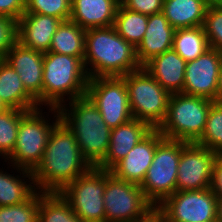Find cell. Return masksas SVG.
I'll use <instances>...</instances> for the list:
<instances>
[{"label":"cell","mask_w":222,"mask_h":222,"mask_svg":"<svg viewBox=\"0 0 222 222\" xmlns=\"http://www.w3.org/2000/svg\"><path fill=\"white\" fill-rule=\"evenodd\" d=\"M27 112L10 108L0 113V159L5 161L13 153L20 120Z\"/></svg>","instance_id":"obj_29"},{"label":"cell","mask_w":222,"mask_h":222,"mask_svg":"<svg viewBox=\"0 0 222 222\" xmlns=\"http://www.w3.org/2000/svg\"><path fill=\"white\" fill-rule=\"evenodd\" d=\"M131 222H158V208L153 207L143 217L132 220Z\"/></svg>","instance_id":"obj_38"},{"label":"cell","mask_w":222,"mask_h":222,"mask_svg":"<svg viewBox=\"0 0 222 222\" xmlns=\"http://www.w3.org/2000/svg\"><path fill=\"white\" fill-rule=\"evenodd\" d=\"M186 61L171 48L143 67L170 94L183 93Z\"/></svg>","instance_id":"obj_20"},{"label":"cell","mask_w":222,"mask_h":222,"mask_svg":"<svg viewBox=\"0 0 222 222\" xmlns=\"http://www.w3.org/2000/svg\"><path fill=\"white\" fill-rule=\"evenodd\" d=\"M217 153L197 143H187L181 150L176 191L210 188L212 168Z\"/></svg>","instance_id":"obj_13"},{"label":"cell","mask_w":222,"mask_h":222,"mask_svg":"<svg viewBox=\"0 0 222 222\" xmlns=\"http://www.w3.org/2000/svg\"><path fill=\"white\" fill-rule=\"evenodd\" d=\"M164 0H120L127 9L145 15L161 13Z\"/></svg>","instance_id":"obj_35"},{"label":"cell","mask_w":222,"mask_h":222,"mask_svg":"<svg viewBox=\"0 0 222 222\" xmlns=\"http://www.w3.org/2000/svg\"><path fill=\"white\" fill-rule=\"evenodd\" d=\"M172 48L186 62L203 55L210 46L203 26L175 29Z\"/></svg>","instance_id":"obj_26"},{"label":"cell","mask_w":222,"mask_h":222,"mask_svg":"<svg viewBox=\"0 0 222 222\" xmlns=\"http://www.w3.org/2000/svg\"><path fill=\"white\" fill-rule=\"evenodd\" d=\"M163 138L158 129H152L110 172L120 180L140 185L153 161L156 146Z\"/></svg>","instance_id":"obj_16"},{"label":"cell","mask_w":222,"mask_h":222,"mask_svg":"<svg viewBox=\"0 0 222 222\" xmlns=\"http://www.w3.org/2000/svg\"><path fill=\"white\" fill-rule=\"evenodd\" d=\"M148 24V15L118 6L113 27L116 32L135 48L142 41Z\"/></svg>","instance_id":"obj_27"},{"label":"cell","mask_w":222,"mask_h":222,"mask_svg":"<svg viewBox=\"0 0 222 222\" xmlns=\"http://www.w3.org/2000/svg\"><path fill=\"white\" fill-rule=\"evenodd\" d=\"M84 58L44 53L42 107H55L86 95L89 81Z\"/></svg>","instance_id":"obj_4"},{"label":"cell","mask_w":222,"mask_h":222,"mask_svg":"<svg viewBox=\"0 0 222 222\" xmlns=\"http://www.w3.org/2000/svg\"><path fill=\"white\" fill-rule=\"evenodd\" d=\"M58 111L60 121L74 134L83 157L97 167L107 155L112 130L97 106L85 95L60 105Z\"/></svg>","instance_id":"obj_3"},{"label":"cell","mask_w":222,"mask_h":222,"mask_svg":"<svg viewBox=\"0 0 222 222\" xmlns=\"http://www.w3.org/2000/svg\"><path fill=\"white\" fill-rule=\"evenodd\" d=\"M120 0H71L69 20L87 30L113 26Z\"/></svg>","instance_id":"obj_21"},{"label":"cell","mask_w":222,"mask_h":222,"mask_svg":"<svg viewBox=\"0 0 222 222\" xmlns=\"http://www.w3.org/2000/svg\"><path fill=\"white\" fill-rule=\"evenodd\" d=\"M3 59L19 74L26 91L42 107L44 53L17 42Z\"/></svg>","instance_id":"obj_15"},{"label":"cell","mask_w":222,"mask_h":222,"mask_svg":"<svg viewBox=\"0 0 222 222\" xmlns=\"http://www.w3.org/2000/svg\"><path fill=\"white\" fill-rule=\"evenodd\" d=\"M38 222H83L59 192H40Z\"/></svg>","instance_id":"obj_28"},{"label":"cell","mask_w":222,"mask_h":222,"mask_svg":"<svg viewBox=\"0 0 222 222\" xmlns=\"http://www.w3.org/2000/svg\"><path fill=\"white\" fill-rule=\"evenodd\" d=\"M40 191L16 205L0 206V222H38Z\"/></svg>","instance_id":"obj_31"},{"label":"cell","mask_w":222,"mask_h":222,"mask_svg":"<svg viewBox=\"0 0 222 222\" xmlns=\"http://www.w3.org/2000/svg\"><path fill=\"white\" fill-rule=\"evenodd\" d=\"M217 222H222V197H217Z\"/></svg>","instance_id":"obj_40"},{"label":"cell","mask_w":222,"mask_h":222,"mask_svg":"<svg viewBox=\"0 0 222 222\" xmlns=\"http://www.w3.org/2000/svg\"><path fill=\"white\" fill-rule=\"evenodd\" d=\"M203 28L210 48L222 51V6L208 7Z\"/></svg>","instance_id":"obj_33"},{"label":"cell","mask_w":222,"mask_h":222,"mask_svg":"<svg viewBox=\"0 0 222 222\" xmlns=\"http://www.w3.org/2000/svg\"><path fill=\"white\" fill-rule=\"evenodd\" d=\"M132 117L158 129L164 122L171 94L141 67L125 76Z\"/></svg>","instance_id":"obj_7"},{"label":"cell","mask_w":222,"mask_h":222,"mask_svg":"<svg viewBox=\"0 0 222 222\" xmlns=\"http://www.w3.org/2000/svg\"><path fill=\"white\" fill-rule=\"evenodd\" d=\"M195 143L222 154V103H212L204 132Z\"/></svg>","instance_id":"obj_30"},{"label":"cell","mask_w":222,"mask_h":222,"mask_svg":"<svg viewBox=\"0 0 222 222\" xmlns=\"http://www.w3.org/2000/svg\"><path fill=\"white\" fill-rule=\"evenodd\" d=\"M105 170L92 167L59 193L83 222H105Z\"/></svg>","instance_id":"obj_9"},{"label":"cell","mask_w":222,"mask_h":222,"mask_svg":"<svg viewBox=\"0 0 222 222\" xmlns=\"http://www.w3.org/2000/svg\"><path fill=\"white\" fill-rule=\"evenodd\" d=\"M158 222H168L162 215L161 211L158 209Z\"/></svg>","instance_id":"obj_43"},{"label":"cell","mask_w":222,"mask_h":222,"mask_svg":"<svg viewBox=\"0 0 222 222\" xmlns=\"http://www.w3.org/2000/svg\"><path fill=\"white\" fill-rule=\"evenodd\" d=\"M91 168L74 134L60 121L51 131L41 162L32 171L36 190L60 192Z\"/></svg>","instance_id":"obj_1"},{"label":"cell","mask_w":222,"mask_h":222,"mask_svg":"<svg viewBox=\"0 0 222 222\" xmlns=\"http://www.w3.org/2000/svg\"><path fill=\"white\" fill-rule=\"evenodd\" d=\"M83 63L89 78L122 77L141 68L136 48L113 26L86 30Z\"/></svg>","instance_id":"obj_2"},{"label":"cell","mask_w":222,"mask_h":222,"mask_svg":"<svg viewBox=\"0 0 222 222\" xmlns=\"http://www.w3.org/2000/svg\"><path fill=\"white\" fill-rule=\"evenodd\" d=\"M175 29L164 14L148 15V24L142 41L136 47V57L143 67L148 61L172 48Z\"/></svg>","instance_id":"obj_19"},{"label":"cell","mask_w":222,"mask_h":222,"mask_svg":"<svg viewBox=\"0 0 222 222\" xmlns=\"http://www.w3.org/2000/svg\"><path fill=\"white\" fill-rule=\"evenodd\" d=\"M105 222H131L143 217L154 206L145 198L141 186L116 178L105 170Z\"/></svg>","instance_id":"obj_10"},{"label":"cell","mask_w":222,"mask_h":222,"mask_svg":"<svg viewBox=\"0 0 222 222\" xmlns=\"http://www.w3.org/2000/svg\"><path fill=\"white\" fill-rule=\"evenodd\" d=\"M25 12V0H0V14L19 20Z\"/></svg>","instance_id":"obj_36"},{"label":"cell","mask_w":222,"mask_h":222,"mask_svg":"<svg viewBox=\"0 0 222 222\" xmlns=\"http://www.w3.org/2000/svg\"><path fill=\"white\" fill-rule=\"evenodd\" d=\"M61 22L49 15L23 13L18 20V42L36 51L49 52L52 37Z\"/></svg>","instance_id":"obj_17"},{"label":"cell","mask_w":222,"mask_h":222,"mask_svg":"<svg viewBox=\"0 0 222 222\" xmlns=\"http://www.w3.org/2000/svg\"><path fill=\"white\" fill-rule=\"evenodd\" d=\"M157 208L168 222H217V197L210 188L176 191Z\"/></svg>","instance_id":"obj_11"},{"label":"cell","mask_w":222,"mask_h":222,"mask_svg":"<svg viewBox=\"0 0 222 222\" xmlns=\"http://www.w3.org/2000/svg\"><path fill=\"white\" fill-rule=\"evenodd\" d=\"M6 164V166L9 165L7 169L11 168L12 170L9 169V171L12 172L4 171L3 167L0 168V206L24 202L36 191L32 171L15 167L10 163Z\"/></svg>","instance_id":"obj_22"},{"label":"cell","mask_w":222,"mask_h":222,"mask_svg":"<svg viewBox=\"0 0 222 222\" xmlns=\"http://www.w3.org/2000/svg\"><path fill=\"white\" fill-rule=\"evenodd\" d=\"M210 189L216 197H222V154H218L215 159Z\"/></svg>","instance_id":"obj_37"},{"label":"cell","mask_w":222,"mask_h":222,"mask_svg":"<svg viewBox=\"0 0 222 222\" xmlns=\"http://www.w3.org/2000/svg\"><path fill=\"white\" fill-rule=\"evenodd\" d=\"M222 51L208 49L198 58L188 61L183 93L216 101Z\"/></svg>","instance_id":"obj_14"},{"label":"cell","mask_w":222,"mask_h":222,"mask_svg":"<svg viewBox=\"0 0 222 222\" xmlns=\"http://www.w3.org/2000/svg\"><path fill=\"white\" fill-rule=\"evenodd\" d=\"M18 42V21L0 14V59Z\"/></svg>","instance_id":"obj_34"},{"label":"cell","mask_w":222,"mask_h":222,"mask_svg":"<svg viewBox=\"0 0 222 222\" xmlns=\"http://www.w3.org/2000/svg\"><path fill=\"white\" fill-rule=\"evenodd\" d=\"M86 30L70 20L62 21L52 37L49 52L84 58Z\"/></svg>","instance_id":"obj_25"},{"label":"cell","mask_w":222,"mask_h":222,"mask_svg":"<svg viewBox=\"0 0 222 222\" xmlns=\"http://www.w3.org/2000/svg\"><path fill=\"white\" fill-rule=\"evenodd\" d=\"M86 95L112 129L131 120L128 92L122 77L89 78Z\"/></svg>","instance_id":"obj_12"},{"label":"cell","mask_w":222,"mask_h":222,"mask_svg":"<svg viewBox=\"0 0 222 222\" xmlns=\"http://www.w3.org/2000/svg\"><path fill=\"white\" fill-rule=\"evenodd\" d=\"M44 110L39 107L21 118L13 153L3 162L30 171L38 166L52 129L60 122L58 108L46 107L48 113Z\"/></svg>","instance_id":"obj_5"},{"label":"cell","mask_w":222,"mask_h":222,"mask_svg":"<svg viewBox=\"0 0 222 222\" xmlns=\"http://www.w3.org/2000/svg\"><path fill=\"white\" fill-rule=\"evenodd\" d=\"M10 109L2 99H0V113Z\"/></svg>","instance_id":"obj_42"},{"label":"cell","mask_w":222,"mask_h":222,"mask_svg":"<svg viewBox=\"0 0 222 222\" xmlns=\"http://www.w3.org/2000/svg\"><path fill=\"white\" fill-rule=\"evenodd\" d=\"M208 7L212 6H222V0H204Z\"/></svg>","instance_id":"obj_41"},{"label":"cell","mask_w":222,"mask_h":222,"mask_svg":"<svg viewBox=\"0 0 222 222\" xmlns=\"http://www.w3.org/2000/svg\"><path fill=\"white\" fill-rule=\"evenodd\" d=\"M187 143L164 137L156 146L153 161L140 184L145 198L154 207L176 192L181 150Z\"/></svg>","instance_id":"obj_8"},{"label":"cell","mask_w":222,"mask_h":222,"mask_svg":"<svg viewBox=\"0 0 222 222\" xmlns=\"http://www.w3.org/2000/svg\"><path fill=\"white\" fill-rule=\"evenodd\" d=\"M213 102L184 93L171 94L167 115L158 128L159 132L168 139L195 143L204 132Z\"/></svg>","instance_id":"obj_6"},{"label":"cell","mask_w":222,"mask_h":222,"mask_svg":"<svg viewBox=\"0 0 222 222\" xmlns=\"http://www.w3.org/2000/svg\"><path fill=\"white\" fill-rule=\"evenodd\" d=\"M24 13L44 14L67 21L71 15V0H25Z\"/></svg>","instance_id":"obj_32"},{"label":"cell","mask_w":222,"mask_h":222,"mask_svg":"<svg viewBox=\"0 0 222 222\" xmlns=\"http://www.w3.org/2000/svg\"><path fill=\"white\" fill-rule=\"evenodd\" d=\"M208 6L204 0H164L162 13L174 29L203 26Z\"/></svg>","instance_id":"obj_24"},{"label":"cell","mask_w":222,"mask_h":222,"mask_svg":"<svg viewBox=\"0 0 222 222\" xmlns=\"http://www.w3.org/2000/svg\"><path fill=\"white\" fill-rule=\"evenodd\" d=\"M151 130L147 123L135 118L112 128L107 155L97 168L110 171Z\"/></svg>","instance_id":"obj_18"},{"label":"cell","mask_w":222,"mask_h":222,"mask_svg":"<svg viewBox=\"0 0 222 222\" xmlns=\"http://www.w3.org/2000/svg\"><path fill=\"white\" fill-rule=\"evenodd\" d=\"M216 102L222 103V61H221L220 69H219Z\"/></svg>","instance_id":"obj_39"},{"label":"cell","mask_w":222,"mask_h":222,"mask_svg":"<svg viewBox=\"0 0 222 222\" xmlns=\"http://www.w3.org/2000/svg\"><path fill=\"white\" fill-rule=\"evenodd\" d=\"M0 99L11 109L31 111L40 107L26 91L19 74L3 58L0 59Z\"/></svg>","instance_id":"obj_23"}]
</instances>
